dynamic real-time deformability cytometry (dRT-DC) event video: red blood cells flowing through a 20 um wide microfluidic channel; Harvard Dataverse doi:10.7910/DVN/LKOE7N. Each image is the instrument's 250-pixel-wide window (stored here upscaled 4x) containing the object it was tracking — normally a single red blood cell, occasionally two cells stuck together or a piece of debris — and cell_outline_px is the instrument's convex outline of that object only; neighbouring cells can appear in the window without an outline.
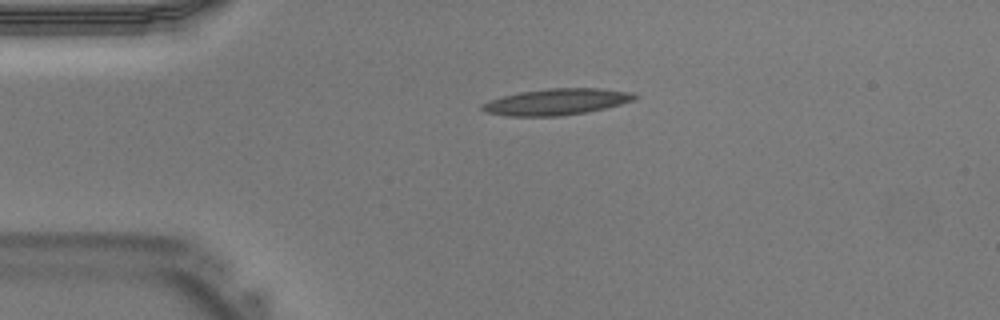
{"species": "Egyptian fruit bat (a non-hibernating species)", "species_latin": "Rousettus aegyptiacus", "temperature_condition": "warm", "stored_images_in_passage": 33, "camera_frame_rate_fps": 3000, "um_per_image_px": 0.085, "animal": {"sex": "male"}, "frame": {"image": 1, "passage_image": 1, "time_ms": 0.0, "image_size_px": [1000, 320], "cell_outline_px": [[640, 96], [636, 100], [588, 112], [560, 116], [508, 116], [484, 112], [480, 108], [480, 104], [504, 96], [520, 92], [548, 88], [600, 88], [632, 92]], "centroid_in_image_um": [47.34, 8.65], "position_along_channel_um": 37.7, "area_um2": 23.47}}
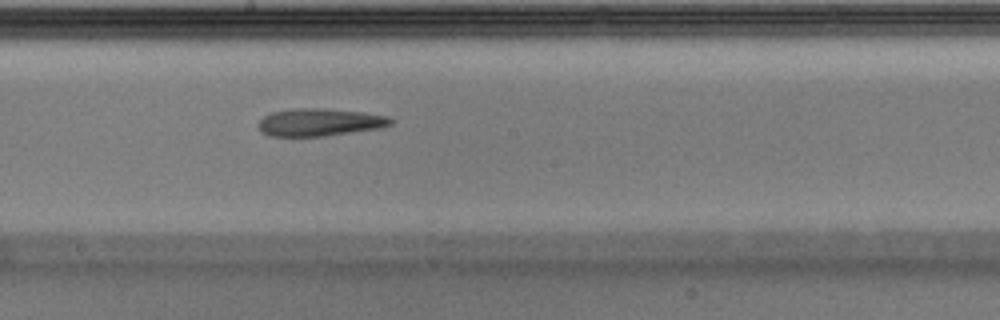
{"frame": {"image": 2, "passage_image": 14, "time_ms": 4.333, "image_size_px": [1000, 320], "cell_outline_px": [[396, 120], [392, 124], [380, 128], [324, 136], [268, 136], [260, 132], [256, 124], [264, 116], [272, 112], [296, 108], [324, 108], [364, 112], [388, 116]], "centroid_in_image_um": [27.17, 10.39], "position_along_channel_um": 221.0, "area_um2": 21.5}}
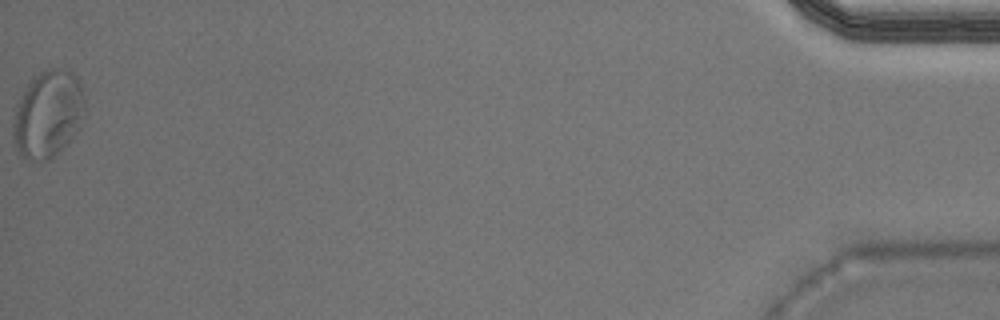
{"frame": {"image": 3, "passage_image": 33, "time_ms": 10.667, "image_size_px": [1000, 320], "cell_outline_px": [[84, 108], [80, 128], [48, 160], [32, 160], [24, 156], [20, 152], [12, 140], [12, 124], [16, 104], [20, 96], [28, 84], [40, 72], [52, 68], [56, 68], [72, 72], [76, 76], [80, 84], [84, 100]], "centroid_in_image_um": [4.05, 9.68], "position_along_channel_um": 431.1, "area_um2": 35.84}}